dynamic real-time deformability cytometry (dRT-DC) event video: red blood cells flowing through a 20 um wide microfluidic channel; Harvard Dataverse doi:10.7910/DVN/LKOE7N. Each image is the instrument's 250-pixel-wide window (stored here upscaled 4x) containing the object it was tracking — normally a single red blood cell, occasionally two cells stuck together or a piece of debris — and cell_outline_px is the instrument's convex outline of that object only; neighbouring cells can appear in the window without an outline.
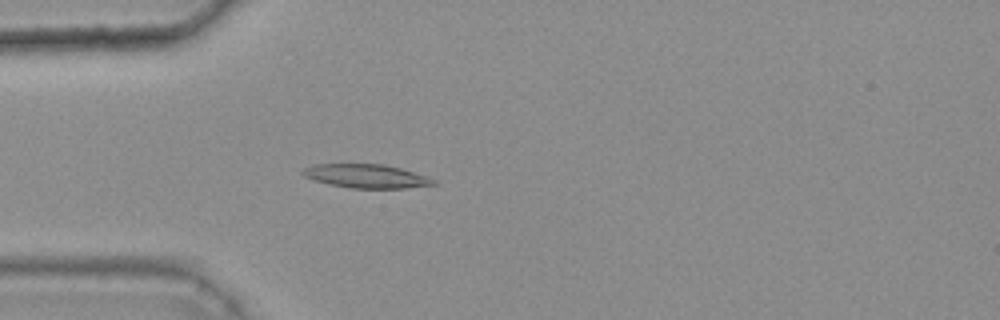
{"species": "common noctule bat (a hibernating species)", "species_latin": "Nyctalus noctula", "temperature_condition": "warm", "stored_images_in_passage": 47, "camera_frame_rate_fps": 3000, "um_per_image_px": 0.085, "animal": {"sex": "female", "body_mass_g": 25.1}, "frame": {"image": 1, "passage_image": 16, "time_ms": 5.0, "image_size_px": [1000, 320], "cell_outline_px": [[436, 184], [404, 188], [352, 188], [312, 180], [304, 176], [300, 172], [304, 168], [316, 164], [384, 164], [400, 168], [428, 176], [436, 180]], "centroid_in_image_um": [31.14, 14.96], "position_along_channel_um": 53.9, "area_um2": 17.98}}
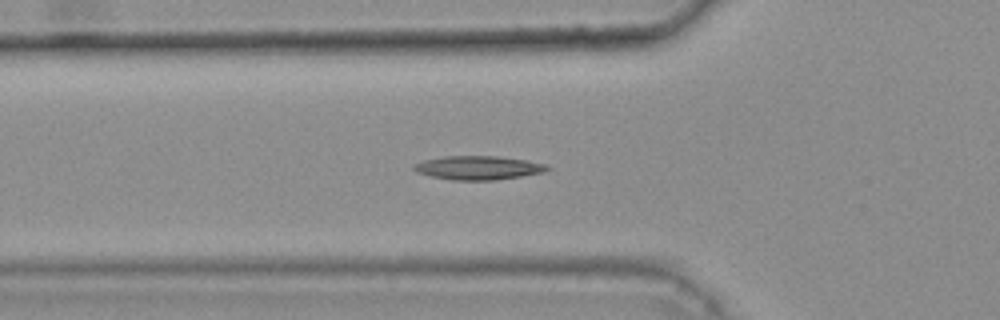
{"frame": {"image": 2, "passage_image": 19, "time_ms": 6.0, "image_size_px": [1000, 320], "cell_outline_px": [[552, 168], [544, 172], [496, 180], [452, 180], [432, 176], [416, 172], [412, 168], [412, 164], [424, 160], [444, 156], [496, 156], [524, 160], [544, 164]], "centroid_in_image_um": [40.61, 14.26], "position_along_channel_um": 85.2, "area_um2": 18.38}}
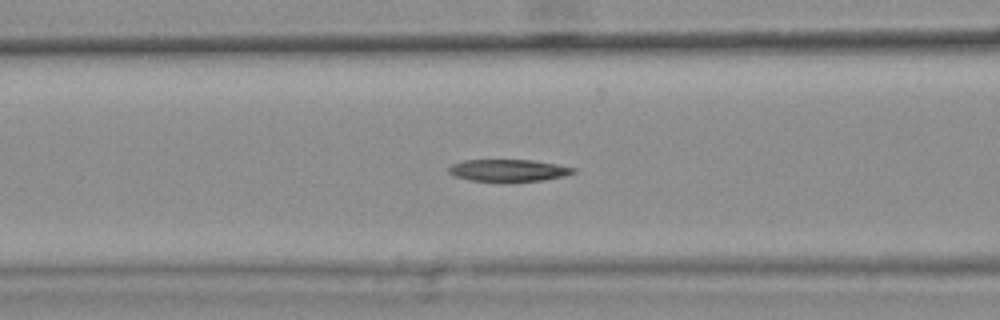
{"frame": {"image": 3, "passage_image": 22, "time_ms": 7.0, "image_size_px": [1000, 320], "cell_outline_px": [[576, 172], [564, 176], [544, 180], [504, 184], [500, 184], [468, 180], [452, 176], [448, 172], [448, 168], [452, 164], [464, 160], [532, 160], [556, 164], [576, 168]], "centroid_in_image_um": [43.17, 14.53], "position_along_channel_um": 123.4, "area_um2": 16.88}}